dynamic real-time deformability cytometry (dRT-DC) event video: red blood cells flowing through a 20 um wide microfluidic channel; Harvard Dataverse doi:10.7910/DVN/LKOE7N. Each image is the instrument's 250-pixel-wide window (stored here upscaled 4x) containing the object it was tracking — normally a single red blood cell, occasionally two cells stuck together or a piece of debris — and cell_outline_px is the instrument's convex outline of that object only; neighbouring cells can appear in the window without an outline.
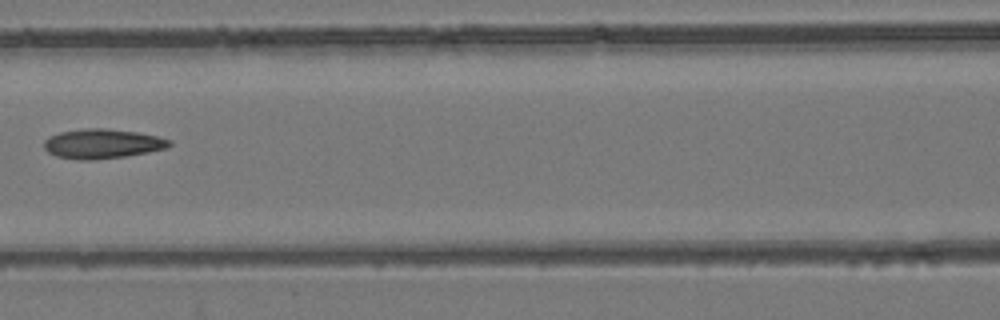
{"species": "common noctule bat (a hibernating species)", "species_latin": "Nyctalus noctula", "temperature_condition": "room temperature", "stored_images_in_passage": 5, "camera_frame_rate_fps": 3000, "um_per_image_px": 0.085, "animal": {"sex": "female", "body_mass_g": 24.6, "forearm_length_mm": 56.2}, "frame": {"image": 1, "passage_image": 4, "time_ms": 3.333, "image_size_px": [1000, 320], "cell_outline_px": [[172, 144], [168, 148], [148, 152], [124, 156], [92, 160], [76, 160], [56, 156], [48, 152], [44, 148], [44, 140], [48, 136], [60, 132], [84, 128], [104, 128], [136, 132], [156, 136], [172, 140]], "centroid_in_image_um": [8.68, 12.22], "position_along_channel_um": 157.9, "area_um2": 21.68}}
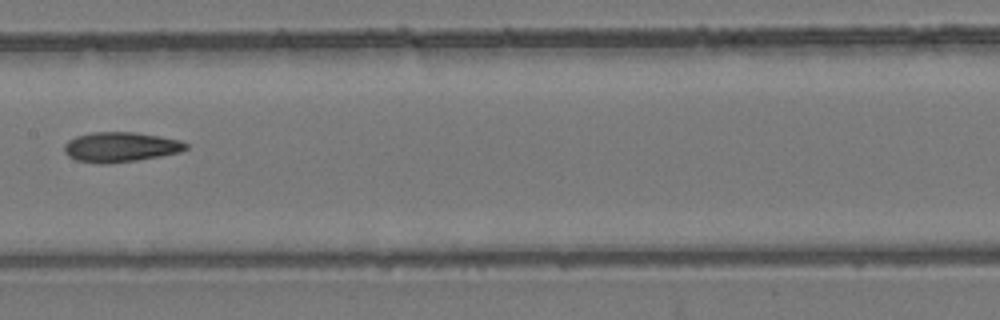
{"frame": {"image": 2, "passage_image": 5, "time_ms": 4.333, "image_size_px": [1000, 320], "cell_outline_px": [[188, 148], [180, 152], [160, 156], [136, 160], [104, 164], [100, 164], [76, 160], [68, 156], [64, 152], [64, 144], [68, 140], [76, 136], [92, 132], [136, 132], [160, 136], [180, 140], [188, 144]], "centroid_in_image_um": [10.23, 12.49], "position_along_channel_um": 197.2, "area_um2": 21.27}}